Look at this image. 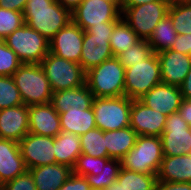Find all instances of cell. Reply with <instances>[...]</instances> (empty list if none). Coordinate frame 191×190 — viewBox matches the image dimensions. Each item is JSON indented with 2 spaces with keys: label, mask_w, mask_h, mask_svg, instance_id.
Returning <instances> with one entry per match:
<instances>
[{
  "label": "cell",
  "mask_w": 191,
  "mask_h": 190,
  "mask_svg": "<svg viewBox=\"0 0 191 190\" xmlns=\"http://www.w3.org/2000/svg\"><path fill=\"white\" fill-rule=\"evenodd\" d=\"M25 24L49 41L71 20V12L56 0H27L23 11Z\"/></svg>",
  "instance_id": "obj_1"
},
{
  "label": "cell",
  "mask_w": 191,
  "mask_h": 190,
  "mask_svg": "<svg viewBox=\"0 0 191 190\" xmlns=\"http://www.w3.org/2000/svg\"><path fill=\"white\" fill-rule=\"evenodd\" d=\"M125 68L117 57L86 72V84L94 97H120L125 93Z\"/></svg>",
  "instance_id": "obj_2"
},
{
  "label": "cell",
  "mask_w": 191,
  "mask_h": 190,
  "mask_svg": "<svg viewBox=\"0 0 191 190\" xmlns=\"http://www.w3.org/2000/svg\"><path fill=\"white\" fill-rule=\"evenodd\" d=\"M12 77L24 105L50 103L53 91L41 64H22Z\"/></svg>",
  "instance_id": "obj_3"
},
{
  "label": "cell",
  "mask_w": 191,
  "mask_h": 190,
  "mask_svg": "<svg viewBox=\"0 0 191 190\" xmlns=\"http://www.w3.org/2000/svg\"><path fill=\"white\" fill-rule=\"evenodd\" d=\"M163 157L161 137L138 136L134 147L121 158V168L143 174H158Z\"/></svg>",
  "instance_id": "obj_4"
},
{
  "label": "cell",
  "mask_w": 191,
  "mask_h": 190,
  "mask_svg": "<svg viewBox=\"0 0 191 190\" xmlns=\"http://www.w3.org/2000/svg\"><path fill=\"white\" fill-rule=\"evenodd\" d=\"M117 22H103L84 31L80 66L85 72L113 56L110 37Z\"/></svg>",
  "instance_id": "obj_5"
},
{
  "label": "cell",
  "mask_w": 191,
  "mask_h": 190,
  "mask_svg": "<svg viewBox=\"0 0 191 190\" xmlns=\"http://www.w3.org/2000/svg\"><path fill=\"white\" fill-rule=\"evenodd\" d=\"M22 64H40L49 53V40L27 24L3 39Z\"/></svg>",
  "instance_id": "obj_6"
},
{
  "label": "cell",
  "mask_w": 191,
  "mask_h": 190,
  "mask_svg": "<svg viewBox=\"0 0 191 190\" xmlns=\"http://www.w3.org/2000/svg\"><path fill=\"white\" fill-rule=\"evenodd\" d=\"M125 93L132 100H139L155 85L162 82L160 62L156 53L142 62L132 63L125 69Z\"/></svg>",
  "instance_id": "obj_7"
},
{
  "label": "cell",
  "mask_w": 191,
  "mask_h": 190,
  "mask_svg": "<svg viewBox=\"0 0 191 190\" xmlns=\"http://www.w3.org/2000/svg\"><path fill=\"white\" fill-rule=\"evenodd\" d=\"M169 5V0H159L139 6H121V16L141 40H148L154 27L168 14Z\"/></svg>",
  "instance_id": "obj_8"
},
{
  "label": "cell",
  "mask_w": 191,
  "mask_h": 190,
  "mask_svg": "<svg viewBox=\"0 0 191 190\" xmlns=\"http://www.w3.org/2000/svg\"><path fill=\"white\" fill-rule=\"evenodd\" d=\"M132 99L120 97H94L92 108L96 127L102 131L118 130L130 126Z\"/></svg>",
  "instance_id": "obj_9"
},
{
  "label": "cell",
  "mask_w": 191,
  "mask_h": 190,
  "mask_svg": "<svg viewBox=\"0 0 191 190\" xmlns=\"http://www.w3.org/2000/svg\"><path fill=\"white\" fill-rule=\"evenodd\" d=\"M40 64L53 92L78 88L86 84V72L79 63L60 58L49 52Z\"/></svg>",
  "instance_id": "obj_10"
},
{
  "label": "cell",
  "mask_w": 191,
  "mask_h": 190,
  "mask_svg": "<svg viewBox=\"0 0 191 190\" xmlns=\"http://www.w3.org/2000/svg\"><path fill=\"white\" fill-rule=\"evenodd\" d=\"M120 0H82L71 12L72 21L83 31L103 22H118L122 16Z\"/></svg>",
  "instance_id": "obj_11"
},
{
  "label": "cell",
  "mask_w": 191,
  "mask_h": 190,
  "mask_svg": "<svg viewBox=\"0 0 191 190\" xmlns=\"http://www.w3.org/2000/svg\"><path fill=\"white\" fill-rule=\"evenodd\" d=\"M161 139L163 156L191 154V126L178 112L167 116Z\"/></svg>",
  "instance_id": "obj_12"
},
{
  "label": "cell",
  "mask_w": 191,
  "mask_h": 190,
  "mask_svg": "<svg viewBox=\"0 0 191 190\" xmlns=\"http://www.w3.org/2000/svg\"><path fill=\"white\" fill-rule=\"evenodd\" d=\"M18 144L27 169L56 163L54 137L28 133Z\"/></svg>",
  "instance_id": "obj_13"
},
{
  "label": "cell",
  "mask_w": 191,
  "mask_h": 190,
  "mask_svg": "<svg viewBox=\"0 0 191 190\" xmlns=\"http://www.w3.org/2000/svg\"><path fill=\"white\" fill-rule=\"evenodd\" d=\"M84 31L72 20L49 41V52L69 61L80 63Z\"/></svg>",
  "instance_id": "obj_14"
},
{
  "label": "cell",
  "mask_w": 191,
  "mask_h": 190,
  "mask_svg": "<svg viewBox=\"0 0 191 190\" xmlns=\"http://www.w3.org/2000/svg\"><path fill=\"white\" fill-rule=\"evenodd\" d=\"M167 116L147 107L140 100H132L130 127L138 136L161 137Z\"/></svg>",
  "instance_id": "obj_15"
},
{
  "label": "cell",
  "mask_w": 191,
  "mask_h": 190,
  "mask_svg": "<svg viewBox=\"0 0 191 190\" xmlns=\"http://www.w3.org/2000/svg\"><path fill=\"white\" fill-rule=\"evenodd\" d=\"M139 100L147 107L169 116L172 113L178 112L183 97L178 86L161 82Z\"/></svg>",
  "instance_id": "obj_16"
},
{
  "label": "cell",
  "mask_w": 191,
  "mask_h": 190,
  "mask_svg": "<svg viewBox=\"0 0 191 190\" xmlns=\"http://www.w3.org/2000/svg\"><path fill=\"white\" fill-rule=\"evenodd\" d=\"M157 56L162 83L179 87L191 68V55L168 49L159 52Z\"/></svg>",
  "instance_id": "obj_17"
},
{
  "label": "cell",
  "mask_w": 191,
  "mask_h": 190,
  "mask_svg": "<svg viewBox=\"0 0 191 190\" xmlns=\"http://www.w3.org/2000/svg\"><path fill=\"white\" fill-rule=\"evenodd\" d=\"M29 133L56 137L61 131L58 112L50 103L28 106Z\"/></svg>",
  "instance_id": "obj_18"
},
{
  "label": "cell",
  "mask_w": 191,
  "mask_h": 190,
  "mask_svg": "<svg viewBox=\"0 0 191 190\" xmlns=\"http://www.w3.org/2000/svg\"><path fill=\"white\" fill-rule=\"evenodd\" d=\"M29 133L28 106L0 109V139L19 142Z\"/></svg>",
  "instance_id": "obj_19"
},
{
  "label": "cell",
  "mask_w": 191,
  "mask_h": 190,
  "mask_svg": "<svg viewBox=\"0 0 191 190\" xmlns=\"http://www.w3.org/2000/svg\"><path fill=\"white\" fill-rule=\"evenodd\" d=\"M27 169L15 140L0 139V186L13 180Z\"/></svg>",
  "instance_id": "obj_20"
},
{
  "label": "cell",
  "mask_w": 191,
  "mask_h": 190,
  "mask_svg": "<svg viewBox=\"0 0 191 190\" xmlns=\"http://www.w3.org/2000/svg\"><path fill=\"white\" fill-rule=\"evenodd\" d=\"M37 190H58L73 173V169L64 164H48L28 169Z\"/></svg>",
  "instance_id": "obj_21"
},
{
  "label": "cell",
  "mask_w": 191,
  "mask_h": 190,
  "mask_svg": "<svg viewBox=\"0 0 191 190\" xmlns=\"http://www.w3.org/2000/svg\"><path fill=\"white\" fill-rule=\"evenodd\" d=\"M94 96L87 84L78 88L55 91L52 93L50 104L58 114L70 108H91Z\"/></svg>",
  "instance_id": "obj_22"
},
{
  "label": "cell",
  "mask_w": 191,
  "mask_h": 190,
  "mask_svg": "<svg viewBox=\"0 0 191 190\" xmlns=\"http://www.w3.org/2000/svg\"><path fill=\"white\" fill-rule=\"evenodd\" d=\"M157 181L191 182V154L164 156Z\"/></svg>",
  "instance_id": "obj_23"
},
{
  "label": "cell",
  "mask_w": 191,
  "mask_h": 190,
  "mask_svg": "<svg viewBox=\"0 0 191 190\" xmlns=\"http://www.w3.org/2000/svg\"><path fill=\"white\" fill-rule=\"evenodd\" d=\"M80 135L61 131L54 137V155L58 164H64L73 169L78 156L82 153Z\"/></svg>",
  "instance_id": "obj_24"
},
{
  "label": "cell",
  "mask_w": 191,
  "mask_h": 190,
  "mask_svg": "<svg viewBox=\"0 0 191 190\" xmlns=\"http://www.w3.org/2000/svg\"><path fill=\"white\" fill-rule=\"evenodd\" d=\"M62 131L82 135L96 128L93 108H70L59 114Z\"/></svg>",
  "instance_id": "obj_25"
},
{
  "label": "cell",
  "mask_w": 191,
  "mask_h": 190,
  "mask_svg": "<svg viewBox=\"0 0 191 190\" xmlns=\"http://www.w3.org/2000/svg\"><path fill=\"white\" fill-rule=\"evenodd\" d=\"M137 137L138 135L130 126L118 130L104 131L108 157L121 160L134 147Z\"/></svg>",
  "instance_id": "obj_26"
},
{
  "label": "cell",
  "mask_w": 191,
  "mask_h": 190,
  "mask_svg": "<svg viewBox=\"0 0 191 190\" xmlns=\"http://www.w3.org/2000/svg\"><path fill=\"white\" fill-rule=\"evenodd\" d=\"M157 174H143L121 168L117 181L104 190H155Z\"/></svg>",
  "instance_id": "obj_27"
},
{
  "label": "cell",
  "mask_w": 191,
  "mask_h": 190,
  "mask_svg": "<svg viewBox=\"0 0 191 190\" xmlns=\"http://www.w3.org/2000/svg\"><path fill=\"white\" fill-rule=\"evenodd\" d=\"M177 32L173 27L172 19L167 14L158 24L154 27L153 34L148 39L149 45L152 47L153 52L158 54L164 50L171 49L176 41Z\"/></svg>",
  "instance_id": "obj_28"
},
{
  "label": "cell",
  "mask_w": 191,
  "mask_h": 190,
  "mask_svg": "<svg viewBox=\"0 0 191 190\" xmlns=\"http://www.w3.org/2000/svg\"><path fill=\"white\" fill-rule=\"evenodd\" d=\"M140 40L138 35L129 27L123 18H121L115 24L109 41L113 56L117 57L125 50H129Z\"/></svg>",
  "instance_id": "obj_29"
},
{
  "label": "cell",
  "mask_w": 191,
  "mask_h": 190,
  "mask_svg": "<svg viewBox=\"0 0 191 190\" xmlns=\"http://www.w3.org/2000/svg\"><path fill=\"white\" fill-rule=\"evenodd\" d=\"M80 146L83 154L92 157H108L104 131L94 128L80 135Z\"/></svg>",
  "instance_id": "obj_30"
},
{
  "label": "cell",
  "mask_w": 191,
  "mask_h": 190,
  "mask_svg": "<svg viewBox=\"0 0 191 190\" xmlns=\"http://www.w3.org/2000/svg\"><path fill=\"white\" fill-rule=\"evenodd\" d=\"M120 169V160L110 159L103 168L96 172V175H86L85 178L87 183L90 185V188L104 190L111 183L117 181Z\"/></svg>",
  "instance_id": "obj_31"
},
{
  "label": "cell",
  "mask_w": 191,
  "mask_h": 190,
  "mask_svg": "<svg viewBox=\"0 0 191 190\" xmlns=\"http://www.w3.org/2000/svg\"><path fill=\"white\" fill-rule=\"evenodd\" d=\"M168 15L177 34H191V2L170 3Z\"/></svg>",
  "instance_id": "obj_32"
},
{
  "label": "cell",
  "mask_w": 191,
  "mask_h": 190,
  "mask_svg": "<svg viewBox=\"0 0 191 190\" xmlns=\"http://www.w3.org/2000/svg\"><path fill=\"white\" fill-rule=\"evenodd\" d=\"M21 94L12 76L0 75V109L22 105Z\"/></svg>",
  "instance_id": "obj_33"
},
{
  "label": "cell",
  "mask_w": 191,
  "mask_h": 190,
  "mask_svg": "<svg viewBox=\"0 0 191 190\" xmlns=\"http://www.w3.org/2000/svg\"><path fill=\"white\" fill-rule=\"evenodd\" d=\"M153 49L148 40H140L129 50H125L117 56L120 64L126 69L132 66V63L142 62L153 54Z\"/></svg>",
  "instance_id": "obj_34"
},
{
  "label": "cell",
  "mask_w": 191,
  "mask_h": 190,
  "mask_svg": "<svg viewBox=\"0 0 191 190\" xmlns=\"http://www.w3.org/2000/svg\"><path fill=\"white\" fill-rule=\"evenodd\" d=\"M25 24L23 12L0 7V40Z\"/></svg>",
  "instance_id": "obj_35"
},
{
  "label": "cell",
  "mask_w": 191,
  "mask_h": 190,
  "mask_svg": "<svg viewBox=\"0 0 191 190\" xmlns=\"http://www.w3.org/2000/svg\"><path fill=\"white\" fill-rule=\"evenodd\" d=\"M109 157H92L81 153L73 167V173L86 176V175H96L101 168L110 160Z\"/></svg>",
  "instance_id": "obj_36"
},
{
  "label": "cell",
  "mask_w": 191,
  "mask_h": 190,
  "mask_svg": "<svg viewBox=\"0 0 191 190\" xmlns=\"http://www.w3.org/2000/svg\"><path fill=\"white\" fill-rule=\"evenodd\" d=\"M21 65L16 53L0 40V75L12 76Z\"/></svg>",
  "instance_id": "obj_37"
},
{
  "label": "cell",
  "mask_w": 191,
  "mask_h": 190,
  "mask_svg": "<svg viewBox=\"0 0 191 190\" xmlns=\"http://www.w3.org/2000/svg\"><path fill=\"white\" fill-rule=\"evenodd\" d=\"M0 190H37L33 177L29 170L20 174L13 180L5 182Z\"/></svg>",
  "instance_id": "obj_38"
},
{
  "label": "cell",
  "mask_w": 191,
  "mask_h": 190,
  "mask_svg": "<svg viewBox=\"0 0 191 190\" xmlns=\"http://www.w3.org/2000/svg\"><path fill=\"white\" fill-rule=\"evenodd\" d=\"M85 176L72 173L58 190H90Z\"/></svg>",
  "instance_id": "obj_39"
},
{
  "label": "cell",
  "mask_w": 191,
  "mask_h": 190,
  "mask_svg": "<svg viewBox=\"0 0 191 190\" xmlns=\"http://www.w3.org/2000/svg\"><path fill=\"white\" fill-rule=\"evenodd\" d=\"M171 50L182 54L191 55V34H177L176 41L171 47Z\"/></svg>",
  "instance_id": "obj_40"
},
{
  "label": "cell",
  "mask_w": 191,
  "mask_h": 190,
  "mask_svg": "<svg viewBox=\"0 0 191 190\" xmlns=\"http://www.w3.org/2000/svg\"><path fill=\"white\" fill-rule=\"evenodd\" d=\"M155 190H191V182L157 181Z\"/></svg>",
  "instance_id": "obj_41"
},
{
  "label": "cell",
  "mask_w": 191,
  "mask_h": 190,
  "mask_svg": "<svg viewBox=\"0 0 191 190\" xmlns=\"http://www.w3.org/2000/svg\"><path fill=\"white\" fill-rule=\"evenodd\" d=\"M27 0H0V7L23 12Z\"/></svg>",
  "instance_id": "obj_42"
},
{
  "label": "cell",
  "mask_w": 191,
  "mask_h": 190,
  "mask_svg": "<svg viewBox=\"0 0 191 190\" xmlns=\"http://www.w3.org/2000/svg\"><path fill=\"white\" fill-rule=\"evenodd\" d=\"M178 113L191 126V99L182 100Z\"/></svg>",
  "instance_id": "obj_43"
},
{
  "label": "cell",
  "mask_w": 191,
  "mask_h": 190,
  "mask_svg": "<svg viewBox=\"0 0 191 190\" xmlns=\"http://www.w3.org/2000/svg\"><path fill=\"white\" fill-rule=\"evenodd\" d=\"M179 88L183 99H191V68Z\"/></svg>",
  "instance_id": "obj_44"
},
{
  "label": "cell",
  "mask_w": 191,
  "mask_h": 190,
  "mask_svg": "<svg viewBox=\"0 0 191 190\" xmlns=\"http://www.w3.org/2000/svg\"><path fill=\"white\" fill-rule=\"evenodd\" d=\"M56 1H58L64 8L72 12L79 6L82 0H56Z\"/></svg>",
  "instance_id": "obj_45"
},
{
  "label": "cell",
  "mask_w": 191,
  "mask_h": 190,
  "mask_svg": "<svg viewBox=\"0 0 191 190\" xmlns=\"http://www.w3.org/2000/svg\"><path fill=\"white\" fill-rule=\"evenodd\" d=\"M159 0H120L121 6H139L150 2H156Z\"/></svg>",
  "instance_id": "obj_46"
},
{
  "label": "cell",
  "mask_w": 191,
  "mask_h": 190,
  "mask_svg": "<svg viewBox=\"0 0 191 190\" xmlns=\"http://www.w3.org/2000/svg\"><path fill=\"white\" fill-rule=\"evenodd\" d=\"M170 3H186L191 2V0H169Z\"/></svg>",
  "instance_id": "obj_47"
}]
</instances>
